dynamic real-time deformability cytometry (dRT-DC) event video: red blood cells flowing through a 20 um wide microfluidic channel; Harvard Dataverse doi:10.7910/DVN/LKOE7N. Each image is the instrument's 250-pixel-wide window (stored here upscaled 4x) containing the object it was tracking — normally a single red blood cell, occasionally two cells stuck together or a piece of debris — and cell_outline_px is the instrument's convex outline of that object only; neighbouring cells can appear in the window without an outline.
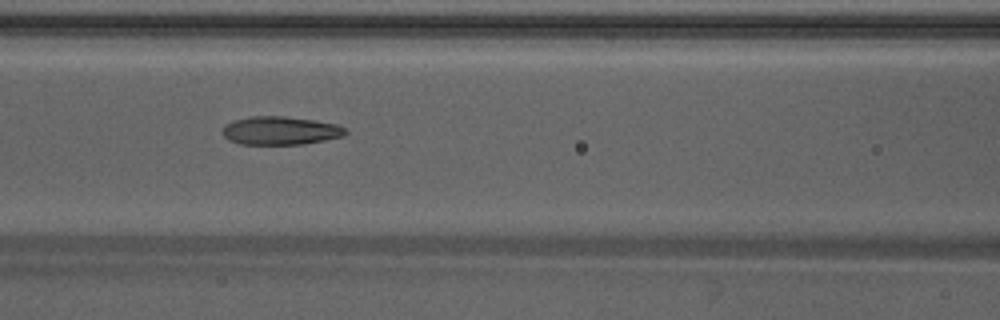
{"species": "Egyptian fruit bat (a non-hibernating species)", "species_latin": "Rousettus aegyptiacus", "temperature_condition": "warm", "stored_images_in_passage": 34, "camera_frame_rate_fps": 3000, "um_per_image_px": 0.085, "animal": {"sex": "male"}, "frame": {"image": 1, "passage_image": 7, "time_ms": 2.0, "image_size_px": [1000, 320], "cell_outline_px": [[348, 132], [344, 136], [304, 144], [240, 144], [228, 140], [220, 132], [224, 124], [236, 120], [252, 116], [284, 116], [316, 120], [336, 124], [344, 128]], "centroid_in_image_um": [23.81, 11.1], "position_along_channel_um": 142.8, "area_um2": 20.4}}
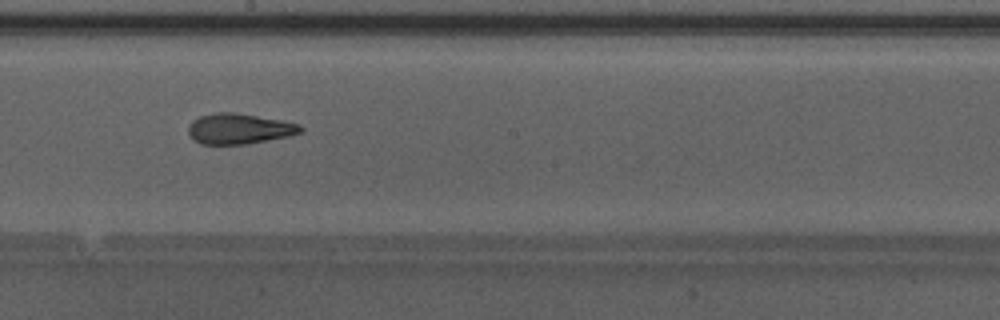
{"frame": {"image": 2, "passage_image": 13, "time_ms": 4.0, "image_size_px": [1000, 320], "cell_outline_px": [[304, 128], [300, 132], [288, 136], [248, 144], [200, 144], [188, 132], [188, 128], [192, 120], [200, 116], [216, 112], [236, 112], [280, 120], [300, 124]], "centroid_in_image_um": [20.33, 10.94], "position_along_channel_um": 227.9, "area_um2": 19.83}}
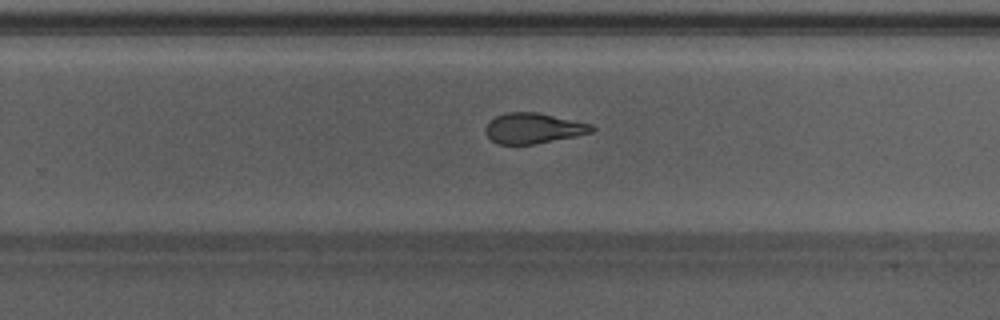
{"frame": {"image": 3, "passage_image": 17, "time_ms": 5.333, "image_size_px": [1000, 320], "cell_outline_px": [[596, 128], [592, 132], [576, 136], [532, 144], [496, 144], [484, 132], [484, 128], [488, 120], [496, 116], [508, 112], [536, 112], [592, 124]], "centroid_in_image_um": [45.3, 10.9], "position_along_channel_um": 284.5, "area_um2": 18.84}, "authors_computed_cell_mechanics": {"area_um2": 19.8832, "velocity_mm_per_s": 4.2615, "shape_relaxation_time_tau1_ms": null, "shape_relaxation_time_tau2_ms": 0.9841, "deformation_change_tau1": null, "deformation_change_tau2": 0.089}}